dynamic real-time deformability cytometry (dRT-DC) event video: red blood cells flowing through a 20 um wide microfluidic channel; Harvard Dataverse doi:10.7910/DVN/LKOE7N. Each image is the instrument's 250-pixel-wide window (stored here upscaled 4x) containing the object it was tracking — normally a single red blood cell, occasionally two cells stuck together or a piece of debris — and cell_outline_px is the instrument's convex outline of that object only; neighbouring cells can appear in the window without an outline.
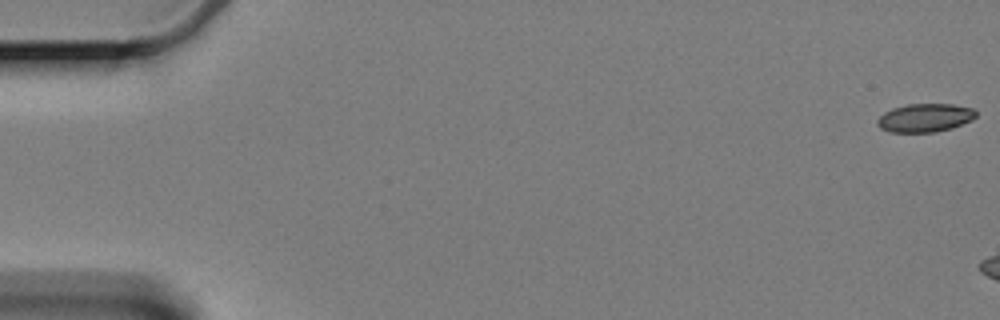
{"species": "Egyptian fruit bat (a non-hibernating species)", "species_latin": "Rousettus aegyptiacus", "temperature_condition": "cold", "stored_images_in_passage": 8, "camera_frame_rate_fps": 3000, "um_per_image_px": 0.085, "animal": {"sex": "female"}, "frame": {"image": 1, "passage_image": 1, "time_ms": 0.0, "image_size_px": [1000, 320], "cell_outline_px": [[976, 116], [972, 120], [952, 128], [936, 132], [892, 132], [880, 128], [876, 124], [876, 120], [884, 112], [892, 108], [908, 104], [952, 104], [972, 108], [976, 112]], "centroid_in_image_um": [78.61, 10.01], "position_along_channel_um": 6.4, "area_um2": 16.36}}